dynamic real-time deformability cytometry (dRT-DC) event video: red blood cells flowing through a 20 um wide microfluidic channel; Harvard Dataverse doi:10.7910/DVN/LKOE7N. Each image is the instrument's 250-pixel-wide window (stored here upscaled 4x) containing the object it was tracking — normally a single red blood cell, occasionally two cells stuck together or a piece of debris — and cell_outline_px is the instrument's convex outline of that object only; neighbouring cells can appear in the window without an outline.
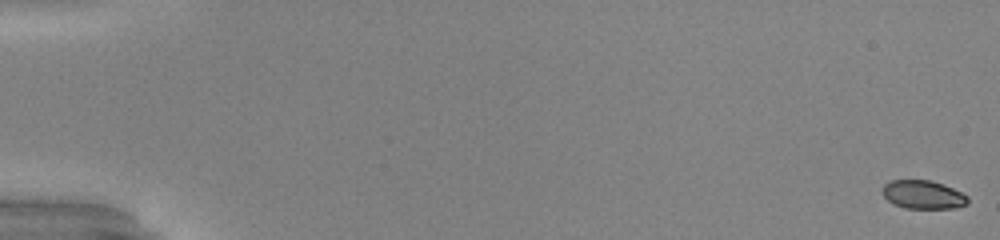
{"species": "common noctule bat (a hibernating species)", "species_latin": "Nyctalus noctula", "temperature_condition": "warm", "stored_images_in_passage": 53, "camera_frame_rate_fps": 3000, "um_per_image_px": 0.085, "animal": {"sex": "male", "body_mass_g": 20.0, "forearm_length_mm": 53.3}, "frame": {"image": 1, "passage_image": 1, "time_ms": 0.0, "image_size_px": [1000, 240], "cell_outline_px": [[968, 204], [956, 208], [904, 208], [892, 204], [880, 192], [880, 188], [888, 180], [932, 180], [944, 184], [968, 196]], "centroid_in_image_um": [78.42, 16.54], "position_along_channel_um": 6.6, "area_um2": 14.45}}
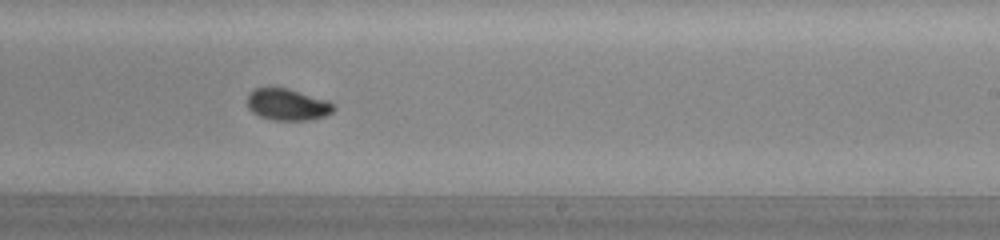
{"frame": {"image": 2, "passage_image": 34, "time_ms": 11.0, "image_size_px": [1000, 240], "cell_outline_px": [[336, 108], [332, 112], [324, 116], [308, 120], [272, 120], [260, 116], [252, 112], [248, 108], [248, 92], [256, 88], [268, 84], [288, 88], [328, 100], [336, 104]], "centroid_in_image_um": [24.42, 8.84], "position_along_channel_um": 264.6, "area_um2": 16.47}}
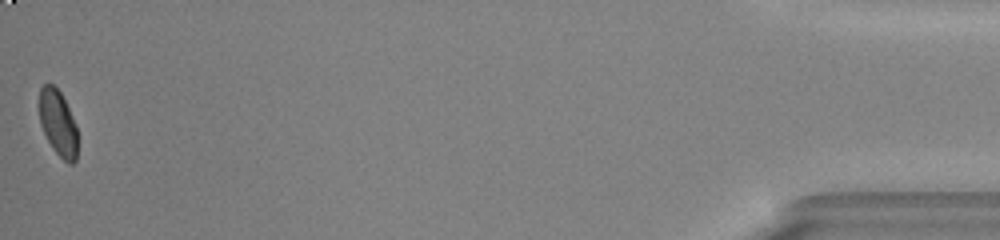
{"frame": {"image": 3, "passage_image": 53, "time_ms": 17.333, "image_size_px": [1000, 240], "cell_outline_px": [[76, 160], [72, 164], [68, 164], [52, 148], [40, 124], [40, 88], [44, 84], [52, 84], [60, 92], [76, 124]], "centroid_in_image_um": [4.93, 10.47], "position_along_channel_um": 430.3, "area_um2": 14.33}, "authors_computed_cell_mechanics": {"area_um2": 15.7794, "velocity_mm_per_s": 4.0206, "shape_relaxation_time_tau1_ms": 6.7557, "shape_relaxation_time_tau2_ms": null, "deformation_change_tau1": 0.1664, "deformation_change_tau2": null}}